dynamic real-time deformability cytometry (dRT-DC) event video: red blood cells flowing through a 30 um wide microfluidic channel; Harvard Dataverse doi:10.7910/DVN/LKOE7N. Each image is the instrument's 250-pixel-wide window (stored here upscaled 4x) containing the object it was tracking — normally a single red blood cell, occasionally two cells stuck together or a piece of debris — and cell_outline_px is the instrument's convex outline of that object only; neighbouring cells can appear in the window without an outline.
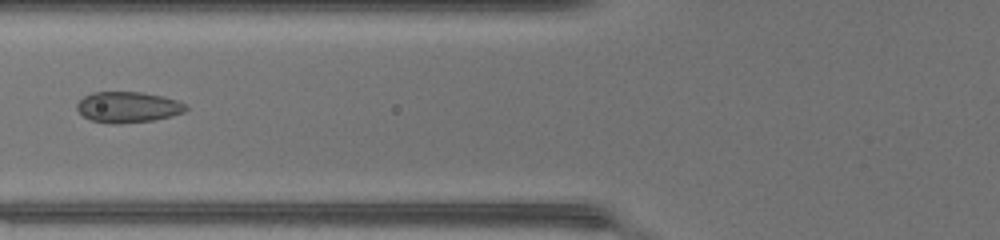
{"species": "common noctule bat (a hibernating species)", "species_latin": "Nyctalus noctula", "temperature_condition": "warm", "stored_images_in_passage": 38, "camera_frame_rate_fps": 3000, "um_per_image_px": 0.085, "animal": {"sex": "female", "body_mass_g": 17.0, "forearm_length_mm": 48.0}, "frame": {"image": 1, "passage_image": 10, "time_ms": 3.0, "image_size_px": [1000, 240], "cell_outline_px": [[188, 108], [184, 112], [172, 116], [152, 120], [116, 124], [112, 124], [92, 120], [84, 116], [76, 108], [76, 104], [84, 96], [92, 92], [140, 92], [160, 96], [176, 100], [188, 104]], "centroid_in_image_um": [10.88, 9.1], "position_along_channel_um": 114.9, "area_um2": 19.48}}
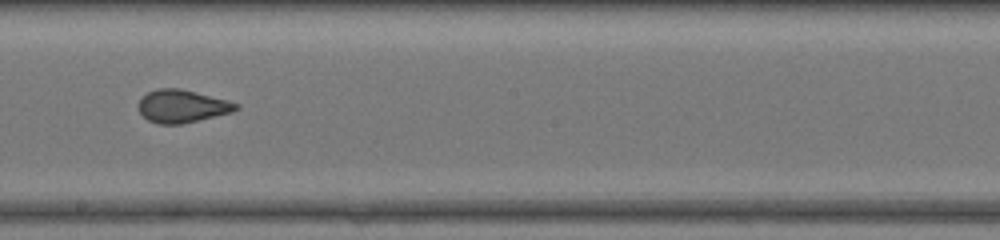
{"frame": {"image": 2, "passage_image": 18, "time_ms": 5.667, "image_size_px": [1000, 240], "cell_outline_px": [[240, 108], [232, 112], [180, 124], [156, 124], [148, 120], [140, 112], [136, 104], [148, 92], [156, 88], [180, 88], [240, 104]], "centroid_in_image_um": [15.44, 9.03], "position_along_channel_um": 232.8, "area_um2": 18.5}}
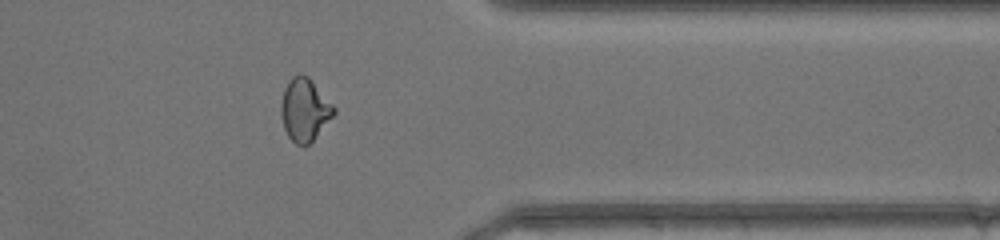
{"frame": {"image": 3, "passage_image": 29, "time_ms": 9.333, "image_size_px": [1000, 240], "cell_outline_px": [[336, 112], [312, 140], [304, 148], [296, 144], [288, 136], [284, 128], [280, 112], [280, 104], [284, 88], [288, 80], [292, 76], [300, 72], [308, 76], [336, 108]], "centroid_in_image_um": [25.87, 9.3], "position_along_channel_um": 385.5, "area_um2": 19.36}, "authors_computed_cell_mechanics": {"area_um2": 19.3341, "velocity_mm_per_s": 4.4196, "shape_relaxation_time_tau1_ms": 9.5144, "shape_relaxation_time_tau2_ms": 0.7909, "deformation_change_tau1": 0.2117, "deformation_change_tau2": 0.0491}}